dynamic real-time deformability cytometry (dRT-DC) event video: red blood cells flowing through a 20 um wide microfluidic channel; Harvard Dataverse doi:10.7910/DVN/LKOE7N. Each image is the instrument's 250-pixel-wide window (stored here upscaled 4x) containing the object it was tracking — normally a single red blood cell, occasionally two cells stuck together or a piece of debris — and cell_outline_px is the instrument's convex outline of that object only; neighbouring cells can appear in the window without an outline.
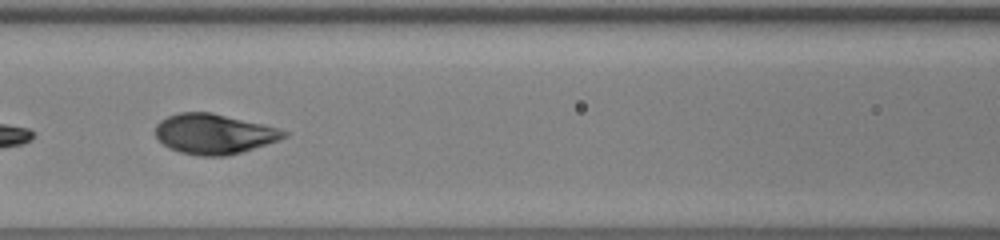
{"species": "human", "species_latin": "Homo sapiens", "temperature_condition": "warm", "stored_images_in_passage": 53, "segment_of_instrument_passage": [2, 2], "camera_frame_rate_fps": 3000, "um_per_image_px": 0.085, "donor": {"sex": "male"}, "frame": {"image": 1, "passage_image": 24, "time_ms": 7.667, "image_size_px": [1000, 240], "cell_outline_px": [[288, 136], [280, 140], [240, 152], [224, 156], [200, 156], [180, 152], [168, 148], [156, 136], [156, 124], [160, 120], [168, 116], [180, 112], [212, 112], [276, 128], [288, 132]], "centroid_in_image_um": [18.16, 11.38], "position_along_channel_um": 148.4, "area_um2": 29.71}}
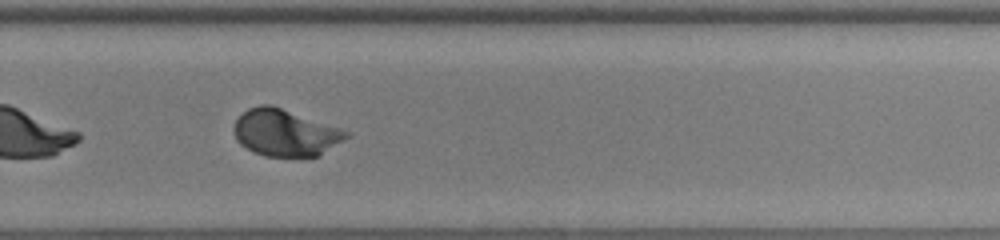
{"frame": {"image": 2, "passage_image": 36, "time_ms": 11.667, "image_size_px": [1000, 240], "cell_outline_px": [[352, 136], [320, 156], [264, 156], [252, 152], [240, 144], [236, 140], [232, 128], [236, 120], [248, 108], [260, 104], [272, 104], [352, 132]], "centroid_in_image_um": [24.27, 11.28], "position_along_channel_um": 305.5, "area_um2": 31.15}}
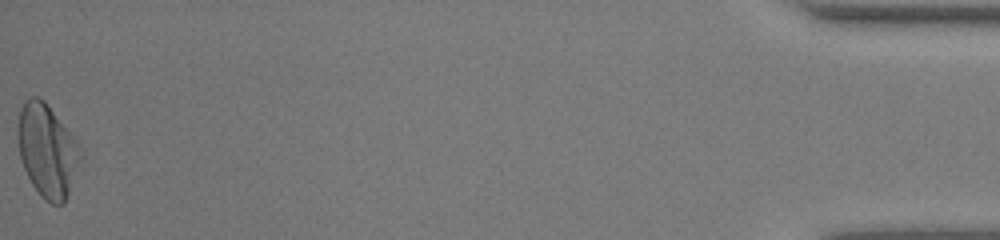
{"frame": {"image": 3, "passage_image": 53, "time_ms": 17.333, "image_size_px": [1000, 240], "cell_outline_px": [[84, 156], [64, 204], [52, 204], [44, 200], [40, 196], [32, 184], [20, 160], [16, 132], [16, 128], [20, 108], [24, 100], [28, 96], [36, 96], [44, 100], [84, 148]], "centroid_in_image_um": [4.03, 12.79], "position_along_channel_um": 431.2, "area_um2": 34.91}}